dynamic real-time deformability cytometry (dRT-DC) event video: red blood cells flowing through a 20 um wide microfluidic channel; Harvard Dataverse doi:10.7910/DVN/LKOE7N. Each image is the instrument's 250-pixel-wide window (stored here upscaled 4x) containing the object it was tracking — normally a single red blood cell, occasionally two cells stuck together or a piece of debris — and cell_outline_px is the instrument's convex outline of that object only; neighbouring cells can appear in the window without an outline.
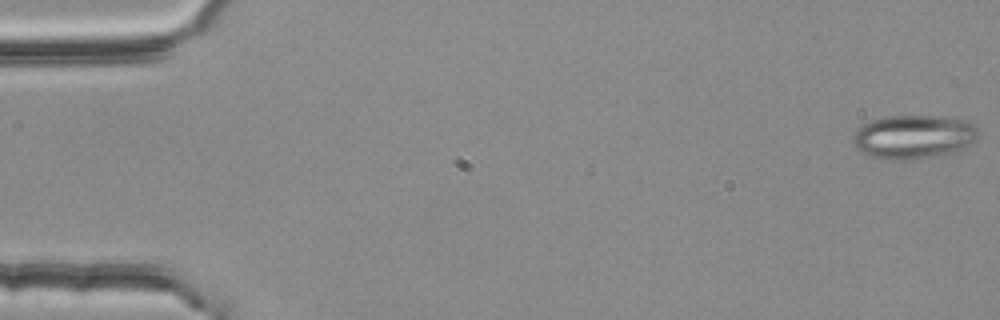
{"species": "common noctule bat (a hibernating species)", "species_latin": "Nyctalus noctula", "temperature_condition": "room temperature", "stored_images_in_passage": 4, "camera_frame_rate_fps": 3000, "um_per_image_px": 0.085, "animal": {"sex": "female", "body_mass_g": 25.1}, "frame": {"image": 1, "passage_image": 1, "time_ms": 0.0, "image_size_px": [1000, 320], "cell_outline_px": [[976, 140], [952, 152], [904, 160], [888, 160], [872, 156], [860, 152], [856, 148], [852, 140], [852, 136], [868, 120], [888, 116], [936, 116], [964, 120], [972, 124], [976, 128]], "centroid_in_image_um": [77.58, 11.62], "position_along_channel_um": 7.4, "area_um2": 31.39}}